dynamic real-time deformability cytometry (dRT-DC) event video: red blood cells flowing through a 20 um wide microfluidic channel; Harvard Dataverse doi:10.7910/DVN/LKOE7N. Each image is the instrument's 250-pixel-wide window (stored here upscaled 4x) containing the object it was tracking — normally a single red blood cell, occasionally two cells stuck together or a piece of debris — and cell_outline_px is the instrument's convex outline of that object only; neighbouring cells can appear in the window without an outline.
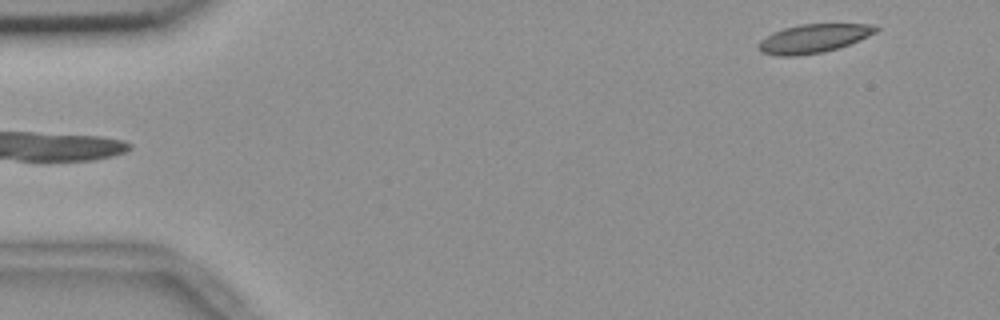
{"species": "common noctule bat (a hibernating species)", "species_latin": "Nyctalus noctula", "temperature_condition": "room temperature", "stored_images_in_passage": 6, "segment_of_instrument_passage": [2, 2], "camera_frame_rate_fps": 3000, "um_per_image_px": 0.085, "animal": {"sex": "female", "body_mass_g": 18.4}, "frame": {"image": 1, "passage_image": 6, "time_ms": 1.667, "image_size_px": [1000, 320], "cell_outline_px": [[880, 28], [876, 32], [860, 40], [824, 52], [796, 56], [780, 56], [760, 52], [756, 48], [756, 44], [760, 40], [772, 32], [784, 28], [800, 24], [868, 24]], "centroid_in_image_um": [69.08, 3.28], "position_along_channel_um": 15.9, "area_um2": 19.65}}